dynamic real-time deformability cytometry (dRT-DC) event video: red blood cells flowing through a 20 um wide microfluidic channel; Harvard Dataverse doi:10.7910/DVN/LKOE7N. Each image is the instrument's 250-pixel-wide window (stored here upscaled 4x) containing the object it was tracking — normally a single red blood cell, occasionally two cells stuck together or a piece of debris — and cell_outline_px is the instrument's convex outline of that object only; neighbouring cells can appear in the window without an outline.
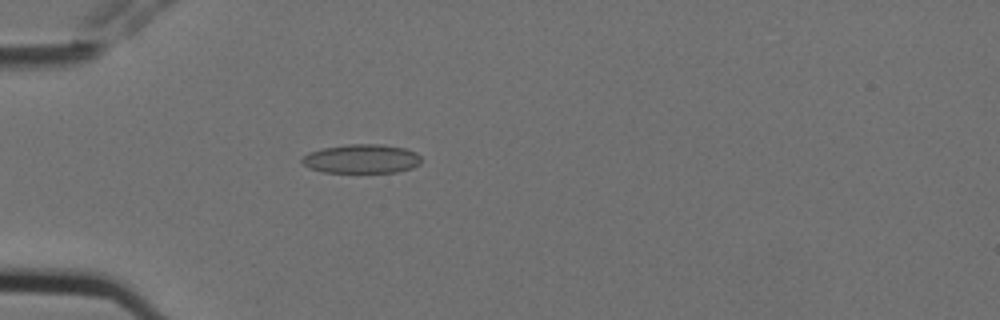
{"species": "Egyptian fruit bat (a non-hibernating species)", "species_latin": "Rousettus aegyptiacus", "temperature_condition": "cold", "stored_images_in_passage": 5, "camera_frame_rate_fps": 3000, "um_per_image_px": 0.085, "animal": {"sex": "female"}, "frame": {"image": 1, "passage_image": 5, "time_ms": 1.333, "image_size_px": [1000, 320], "cell_outline_px": [[420, 164], [412, 168], [396, 172], [320, 172], [308, 168], [300, 160], [308, 152], [324, 148], [348, 144], [380, 144], [404, 148], [416, 152], [420, 156]], "centroid_in_image_um": [30.72, 13.5], "position_along_channel_um": 54.3, "area_um2": 20.17}}